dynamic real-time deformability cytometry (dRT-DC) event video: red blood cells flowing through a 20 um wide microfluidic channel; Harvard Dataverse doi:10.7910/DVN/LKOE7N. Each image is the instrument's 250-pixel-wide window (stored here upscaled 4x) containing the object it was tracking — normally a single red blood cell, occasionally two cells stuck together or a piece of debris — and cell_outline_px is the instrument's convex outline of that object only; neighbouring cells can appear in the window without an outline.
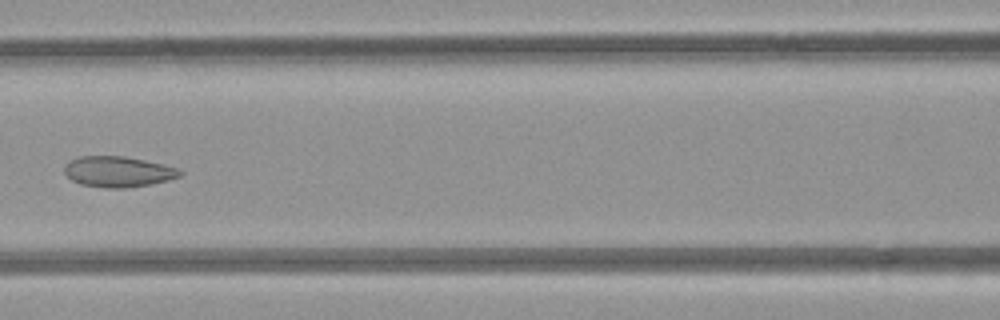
{"species": "common noctule bat (a hibernating species)", "species_latin": "Nyctalus noctula", "temperature_condition": "room temperature", "stored_images_in_passage": 7, "camera_frame_rate_fps": 3000, "um_per_image_px": 0.085, "animal": {"sex": "female", "body_mass_g": 21.9}, "frame": {"image": 1, "passage_image": 6, "time_ms": 6.667, "image_size_px": [1000, 320], "cell_outline_px": [[184, 172], [180, 176], [168, 180], [152, 184], [124, 188], [104, 188], [80, 184], [72, 180], [64, 172], [64, 164], [68, 160], [80, 156], [124, 156], [144, 160], [176, 168]], "centroid_in_image_um": [9.99, 14.59], "position_along_channel_um": 156.6, "area_um2": 20.69}}
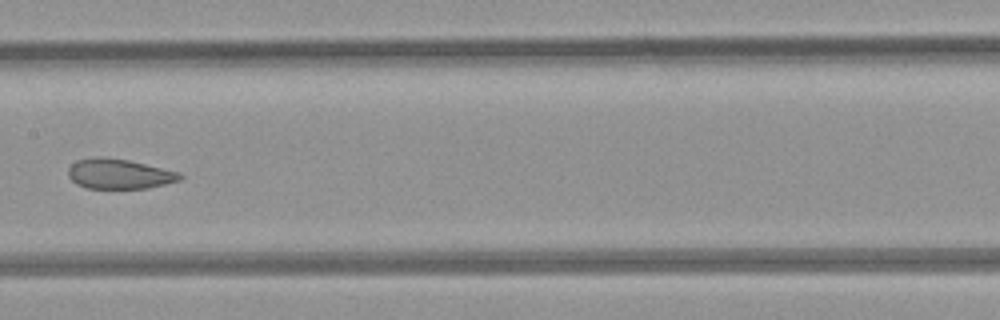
{"frame": {"image": 2, "passage_image": 7, "time_ms": 7.667, "image_size_px": [1000, 320], "cell_outline_px": [[184, 176], [180, 180], [148, 188], [88, 188], [76, 184], [68, 176], [68, 168], [76, 160], [96, 156], [104, 156], [128, 160], [180, 172]], "centroid_in_image_um": [10.12, 14.77], "position_along_channel_um": 197.3, "area_um2": 19.59}}